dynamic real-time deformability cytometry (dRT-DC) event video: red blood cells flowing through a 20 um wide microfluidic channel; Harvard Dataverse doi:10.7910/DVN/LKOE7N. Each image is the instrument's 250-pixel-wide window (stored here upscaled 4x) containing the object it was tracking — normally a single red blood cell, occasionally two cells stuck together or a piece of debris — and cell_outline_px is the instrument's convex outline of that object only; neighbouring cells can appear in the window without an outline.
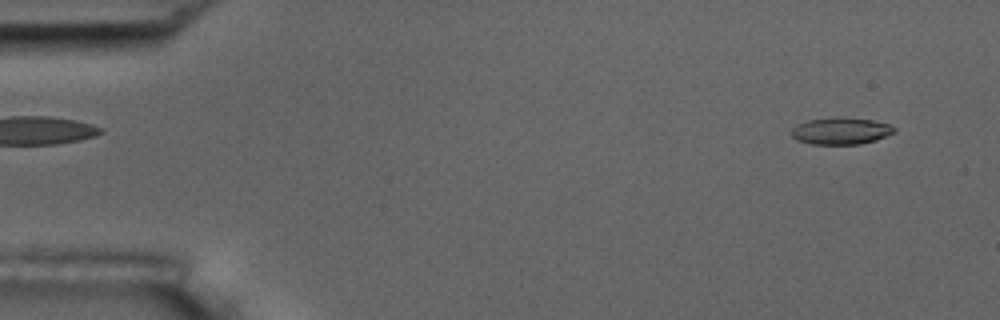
{"species": "common noctule bat (a hibernating species)", "species_latin": "Nyctalus noctula", "temperature_condition": "room temperature", "stored_images_in_passage": 3, "camera_frame_rate_fps": 3000, "um_per_image_px": 0.085, "animal": {"sex": "male", "body_mass_g": 17.5, "forearm_length_mm": 52.3}, "frame": {"image": 1, "passage_image": 1, "time_ms": 0.0, "image_size_px": [1000, 320], "cell_outline_px": [[896, 132], [876, 140], [860, 144], [812, 144], [796, 140], [792, 136], [792, 128], [796, 124], [808, 120], [836, 116], [844, 116], [872, 120], [888, 124], [896, 128]], "centroid_in_image_um": [71.47, 11.11], "position_along_channel_um": 13.5, "area_um2": 16.36}}